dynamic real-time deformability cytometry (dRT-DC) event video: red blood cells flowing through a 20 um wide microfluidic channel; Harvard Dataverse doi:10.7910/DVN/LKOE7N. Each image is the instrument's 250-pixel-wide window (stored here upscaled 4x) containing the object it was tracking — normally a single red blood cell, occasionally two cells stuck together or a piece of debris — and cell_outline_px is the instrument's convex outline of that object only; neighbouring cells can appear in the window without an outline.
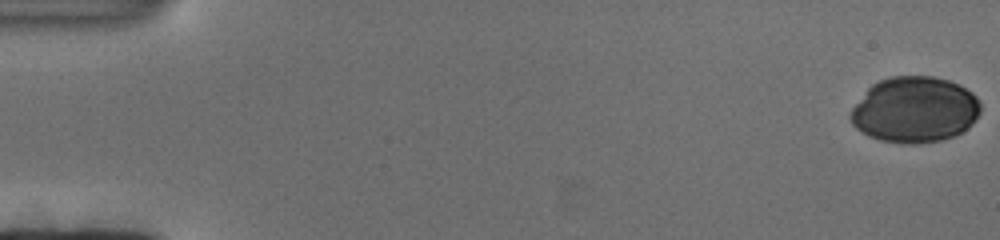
{"species": "human", "species_latin": "Homo sapiens", "temperature_condition": "cold", "stored_images_in_passage": 140, "camera_frame_rate_fps": 3000, "um_per_image_px": 0.085, "donor": {"sex": "female"}, "frame": {"image": 1, "passage_image": 1, "time_ms": 0.0, "image_size_px": [1000, 240], "cell_outline_px": [[980, 112], [976, 120], [968, 128], [956, 136], [940, 140], [916, 144], [900, 144], [880, 140], [868, 136], [856, 128], [852, 124], [848, 116], [852, 108], [868, 88], [872, 84], [880, 80], [892, 76], [932, 76], [948, 80], [960, 84], [972, 92], [980, 100]], "centroid_in_image_um": [77.76, 9.33], "position_along_channel_um": 7.2, "area_um2": 50.4}}
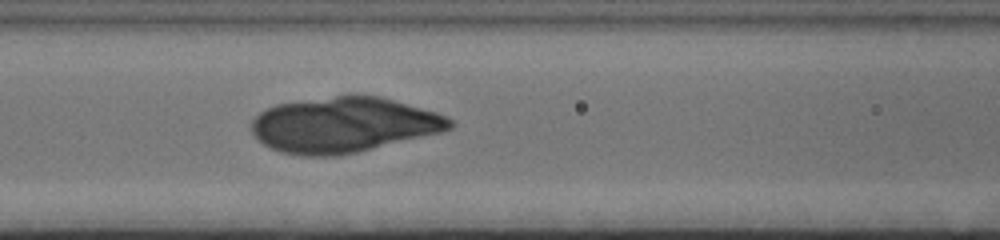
{"frame": {"image": 2, "passage_image": 61, "time_ms": 20.0, "image_size_px": [1000, 240], "cell_outline_px": [[456, 124], [452, 128], [440, 132], [356, 152], [336, 156], [304, 156], [284, 152], [272, 148], [264, 144], [252, 132], [252, 120], [264, 108], [276, 104], [336, 96], [380, 96], [436, 112], [448, 116]], "centroid_in_image_um": [29.22, 10.61], "position_along_channel_um": 137.4, "area_um2": 63.23}}
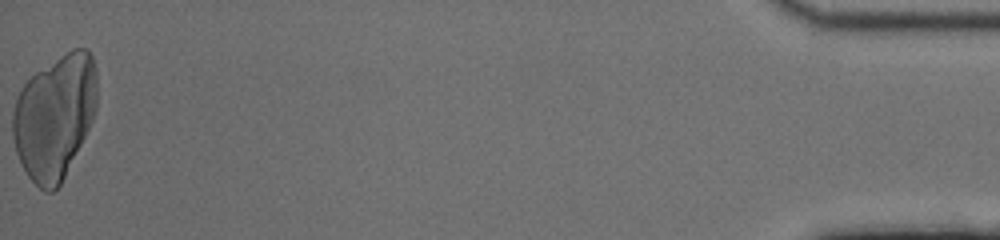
{"frame": {"image": 3, "passage_image": 140, "time_ms": 46.333, "image_size_px": [1000, 240], "cell_outline_px": [[96, 108], [92, 120], [60, 184], [52, 192], [44, 192], [28, 176], [16, 152], [12, 136], [12, 112], [16, 100], [24, 84], [36, 72], [72, 48], [88, 48], [92, 56], [96, 68]], "centroid_in_image_um": [4.64, 9.89], "position_along_channel_um": 430.6, "area_um2": 60.46}}